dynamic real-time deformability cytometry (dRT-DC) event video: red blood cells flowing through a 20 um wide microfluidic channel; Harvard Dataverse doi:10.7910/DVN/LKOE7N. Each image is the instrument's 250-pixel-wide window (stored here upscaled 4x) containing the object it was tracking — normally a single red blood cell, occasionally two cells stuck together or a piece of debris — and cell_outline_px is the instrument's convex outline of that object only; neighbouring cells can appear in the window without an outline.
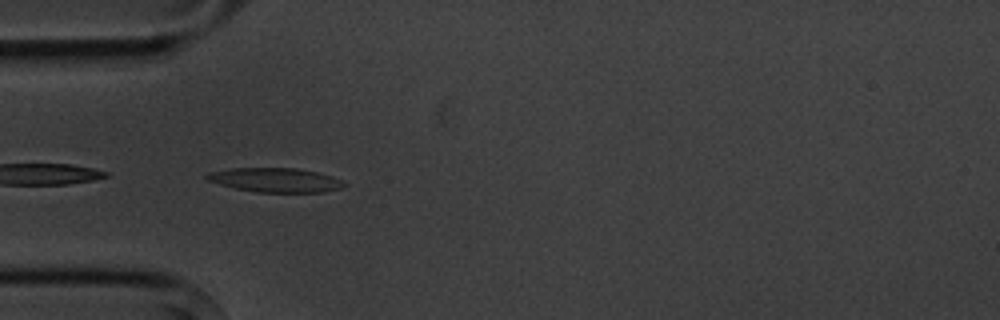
{"species": "common noctule bat (a hibernating species)", "species_latin": "Nyctalus noctula", "temperature_condition": "cold", "stored_images_in_passage": 4, "camera_frame_rate_fps": 3000, "um_per_image_px": 0.085, "animal": {"sex": "male", "body_mass_g": 20.1, "forearm_length_mm": 53.5}, "frame": {"image": 1, "passage_image": 4, "time_ms": 3.333, "image_size_px": [1000, 320], "cell_outline_px": [[344, 184], [340, 188], [324, 192], [256, 192], [236, 188], [220, 184], [208, 180], [204, 176], [208, 172], [232, 168], [296, 168], [316, 172], [332, 176], [344, 180]], "centroid_in_image_um": [23.41, 15.3], "position_along_channel_um": 61.6, "area_um2": 19.25}}